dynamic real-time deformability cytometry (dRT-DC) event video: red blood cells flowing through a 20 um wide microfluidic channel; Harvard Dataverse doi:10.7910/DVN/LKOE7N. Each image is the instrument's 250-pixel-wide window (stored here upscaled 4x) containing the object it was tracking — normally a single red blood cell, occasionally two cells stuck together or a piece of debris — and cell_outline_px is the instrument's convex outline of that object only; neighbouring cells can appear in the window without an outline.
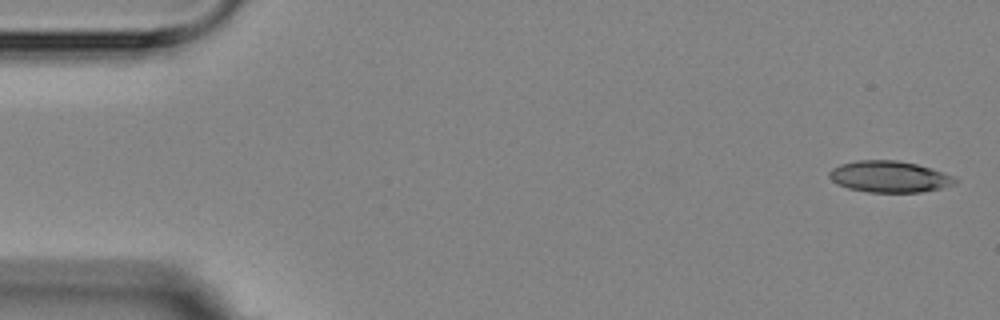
{"species": "Egyptian fruit bat (a non-hibernating species)", "species_latin": "Rousettus aegyptiacus", "temperature_condition": "room temperature", "stored_images_in_passage": 5, "camera_frame_rate_fps": 3000, "um_per_image_px": 0.085, "animal": {"sex": "female"}, "frame": {"image": 1, "passage_image": 1, "time_ms": 0.0, "image_size_px": [1000, 320], "cell_outline_px": [[960, 180], [956, 184], [940, 188], [920, 192], [868, 192], [848, 188], [832, 180], [828, 176], [828, 172], [832, 168], [840, 164], [856, 160], [896, 160], [916, 164], [944, 172]], "centroid_in_image_um": [75.6, 15.01], "position_along_channel_um": 9.4, "area_um2": 23.0}}
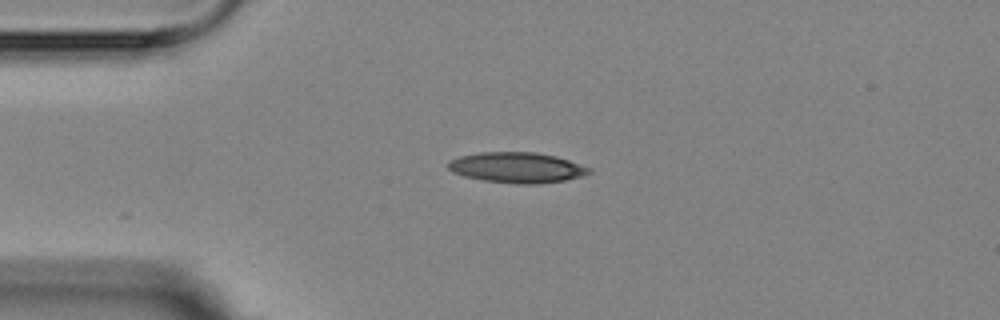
{"frame": {"image": 2, "passage_image": 4, "time_ms": 3.667, "image_size_px": [1000, 320], "cell_outline_px": [[592, 172], [580, 176], [564, 180], [536, 184], [516, 184], [484, 180], [464, 176], [452, 172], [448, 168], [448, 160], [460, 156], [480, 152], [536, 152], [556, 156], [592, 168]], "centroid_in_image_um": [43.92, 14.24], "position_along_channel_um": 41.1, "area_um2": 25.03}}